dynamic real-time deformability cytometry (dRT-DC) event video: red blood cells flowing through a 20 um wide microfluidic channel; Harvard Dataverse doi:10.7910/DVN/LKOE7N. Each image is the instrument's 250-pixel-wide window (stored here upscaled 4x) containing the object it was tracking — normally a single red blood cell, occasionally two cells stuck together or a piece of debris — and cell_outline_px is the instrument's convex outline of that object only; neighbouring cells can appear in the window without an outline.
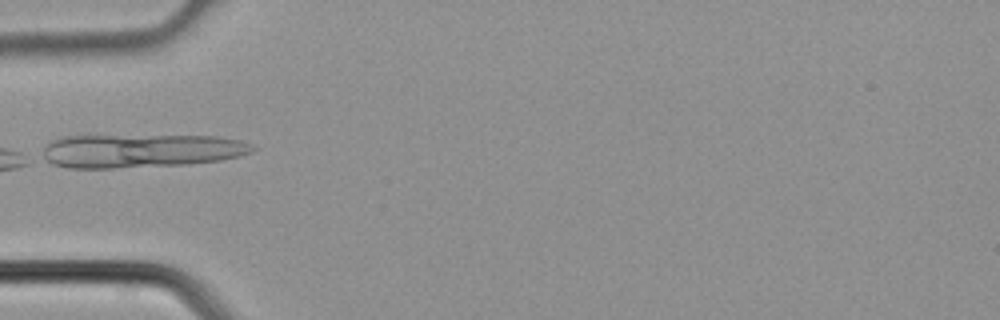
{"species": "common noctule bat (a hibernating species)", "species_latin": "Nyctalus noctula", "temperature_condition": "cold", "stored_images_in_passage": 1, "camera_frame_rate_fps": 3000, "um_per_image_px": 0.085, "animal": {"sex": "male", "body_mass_g": 21.5, "forearm_length_mm": 52.0}, "frame": {"image": 1, "passage_image": 1, "time_ms": 0.0, "image_size_px": [1000, 320], "cell_outline_px": [[256, 148], [252, 152], [240, 156], [220, 160], [188, 164], [112, 168], [68, 168], [52, 164], [44, 160], [44, 144], [60, 136], [216, 136], [240, 140], [252, 144]], "centroid_in_image_um": [11.96, 12.81], "position_along_channel_um": 73.0, "area_um2": 41.15}}